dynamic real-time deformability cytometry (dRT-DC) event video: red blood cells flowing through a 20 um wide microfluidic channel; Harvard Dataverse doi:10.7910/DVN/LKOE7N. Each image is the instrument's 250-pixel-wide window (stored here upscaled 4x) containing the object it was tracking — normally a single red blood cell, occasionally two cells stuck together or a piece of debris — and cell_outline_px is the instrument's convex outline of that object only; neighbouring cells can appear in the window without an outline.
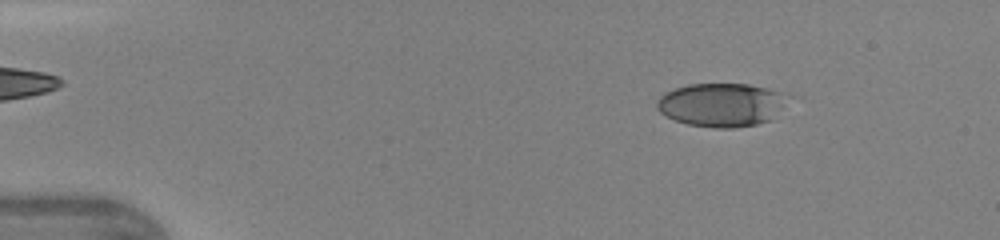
{"species": "human", "species_latin": "Homo sapiens", "temperature_condition": "warm", "stored_images_in_passage": 43, "camera_frame_rate_fps": 3000, "um_per_image_px": 0.085, "donor": {"sex": "female"}, "frame": {"image": 1, "passage_image": 5, "time_ms": 1.333, "image_size_px": [1000, 240], "cell_outline_px": [[776, 92], [768, 120], [756, 124], [732, 128], [712, 128], [688, 124], [676, 120], [660, 112], [656, 108], [656, 100], [664, 92], [688, 84], [748, 84], [768, 88]], "centroid_in_image_um": [61.0, 8.91], "position_along_channel_um": 24.0, "area_um2": 31.21}}
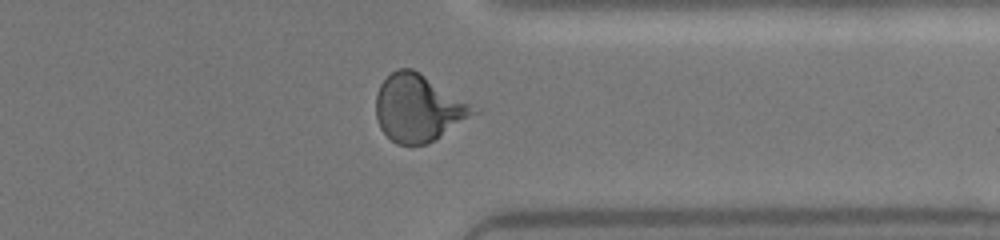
{"frame": {"image": 2, "passage_image": 34, "time_ms": 11.0, "image_size_px": [1000, 240], "cell_outline_px": [[480, 112], [436, 140], [424, 144], [396, 144], [380, 128], [376, 116], [376, 96], [380, 84], [396, 68], [412, 68], [420, 72]], "centroid_in_image_um": [35.53, 9.2], "position_along_channel_um": 375.9, "area_um2": 37.57}}
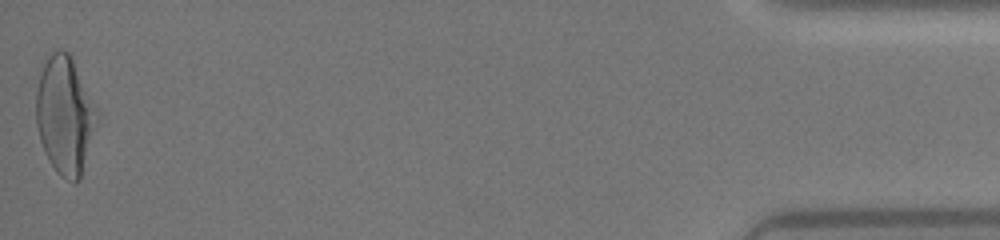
{"frame": {"image": 3, "passage_image": 43, "time_ms": 14.0, "image_size_px": [1000, 240], "cell_outline_px": [[100, 112], [80, 180], [68, 180], [60, 176], [56, 172], [44, 152], [40, 140], [36, 124], [36, 88], [40, 72], [48, 56], [56, 48], [60, 48], [68, 52]], "centroid_in_image_um": [5.51, 9.79], "position_along_channel_um": 429.7, "area_um2": 41.85}}